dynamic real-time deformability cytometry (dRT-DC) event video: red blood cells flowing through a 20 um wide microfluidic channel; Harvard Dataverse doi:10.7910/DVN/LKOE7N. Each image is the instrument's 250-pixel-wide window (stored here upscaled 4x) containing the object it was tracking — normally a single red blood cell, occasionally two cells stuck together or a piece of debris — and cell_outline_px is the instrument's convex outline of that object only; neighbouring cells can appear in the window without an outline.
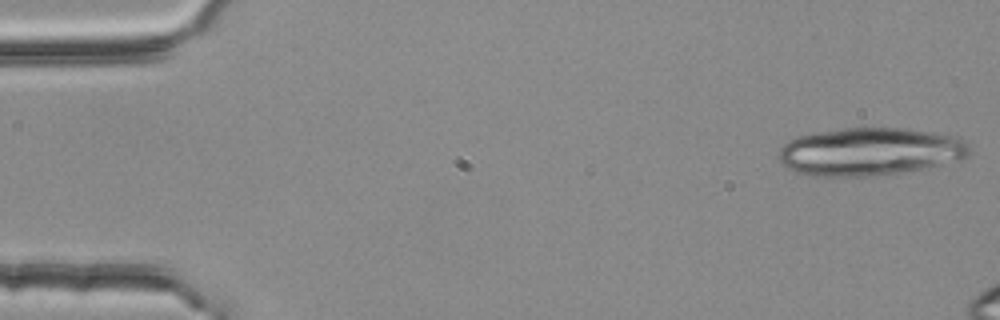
{"species": "common noctule bat (a hibernating species)", "species_latin": "Nyctalus noctula", "temperature_condition": "room temperature", "stored_images_in_passage": 18, "camera_frame_rate_fps": 3000, "um_per_image_px": 0.085, "animal": {"sex": "female", "body_mass_g": 25.1}, "frame": {"image": 1, "passage_image": 1, "time_ms": 0.0, "image_size_px": [1000, 320], "cell_outline_px": [[968, 156], [924, 168], [876, 176], [812, 176], [796, 172], [780, 164], [776, 156], [780, 148], [788, 140], [796, 136], [816, 132], [844, 128], [904, 128], [956, 136], [964, 140], [968, 144]], "centroid_in_image_um": [73.84, 12.88], "position_along_channel_um": 11.2, "area_um2": 53.18}}